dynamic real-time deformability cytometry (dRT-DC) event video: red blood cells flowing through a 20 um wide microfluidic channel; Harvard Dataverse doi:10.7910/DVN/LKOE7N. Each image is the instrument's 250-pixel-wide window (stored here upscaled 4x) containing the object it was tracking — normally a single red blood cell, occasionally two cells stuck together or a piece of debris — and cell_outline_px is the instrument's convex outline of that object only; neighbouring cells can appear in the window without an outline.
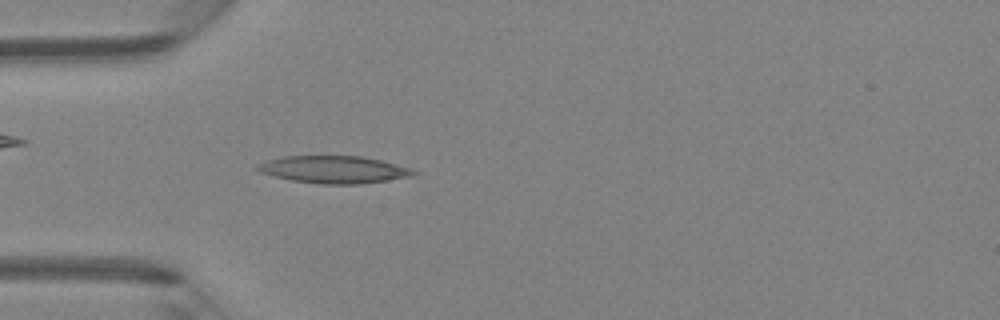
{"species": "Egyptian fruit bat (a non-hibernating species)", "species_latin": "Rousettus aegyptiacus", "temperature_condition": "room temperature", "stored_images_in_passage": 34, "camera_frame_rate_fps": 3000, "um_per_image_px": 0.085, "animal": {"sex": "female"}, "frame": {"image": 1, "passage_image": 1, "time_ms": 0.0, "image_size_px": [1000, 320], "cell_outline_px": [[420, 172], [412, 176], [388, 180], [360, 184], [320, 184], [292, 180], [260, 172], [256, 168], [256, 164], [268, 160], [284, 156], [360, 156], [380, 160], [412, 168]], "centroid_in_image_um": [28.42, 14.41], "position_along_channel_um": 56.6, "area_um2": 24.8}}
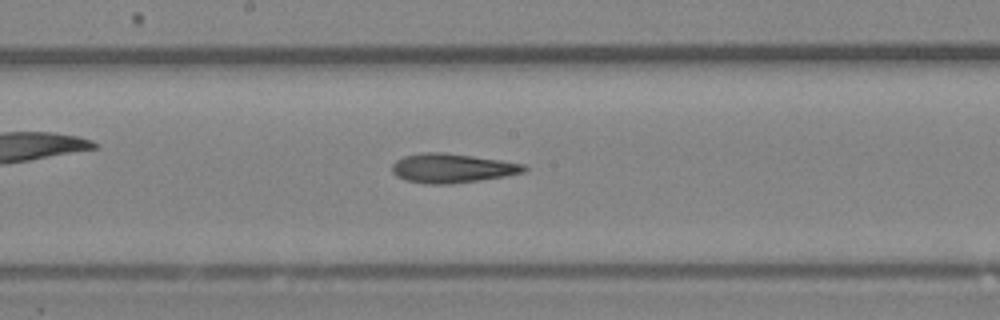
{"frame": {"image": 2, "passage_image": 12, "time_ms": 3.667, "image_size_px": [1000, 320], "cell_outline_px": [[528, 168], [524, 172], [504, 176], [480, 180], [452, 184], [424, 184], [404, 180], [396, 176], [392, 172], [392, 164], [396, 160], [404, 156], [424, 152], [444, 152], [500, 160], [524, 164]], "centroid_in_image_um": [38.39, 14.3], "position_along_channel_um": 209.8, "area_um2": 22.54}}
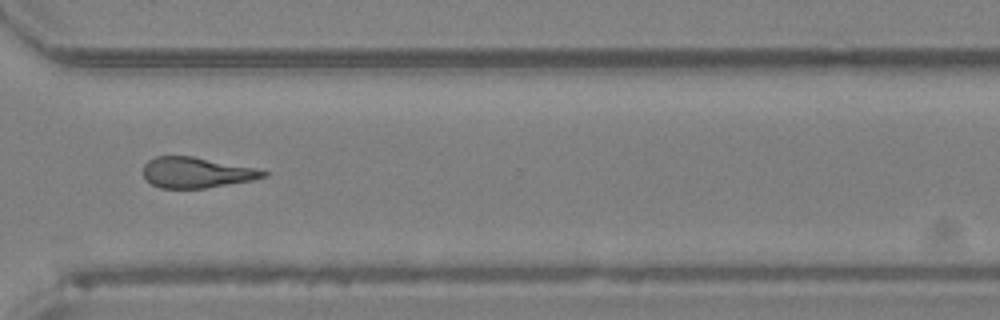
{"frame": {"image": 3, "passage_image": 22, "time_ms": 7.0, "image_size_px": [1000, 320], "cell_outline_px": [[268, 176], [252, 180], [204, 188], [160, 188], [152, 184], [144, 176], [144, 164], [148, 160], [156, 156], [192, 156], [256, 168], [268, 172]], "centroid_in_image_um": [16.7, 14.66], "position_along_channel_um": 353.9, "area_um2": 21.27}, "authors_computed_cell_mechanics": {"area_um2": 22.3397, "velocity_mm_per_s": 4.3106, "shape_relaxation_time_tau1_ms": 5.737, "shape_relaxation_time_tau2_ms": 5.9062, "deformation_change_tau1": 0.1791, "deformation_change_tau2": 0.2039}}